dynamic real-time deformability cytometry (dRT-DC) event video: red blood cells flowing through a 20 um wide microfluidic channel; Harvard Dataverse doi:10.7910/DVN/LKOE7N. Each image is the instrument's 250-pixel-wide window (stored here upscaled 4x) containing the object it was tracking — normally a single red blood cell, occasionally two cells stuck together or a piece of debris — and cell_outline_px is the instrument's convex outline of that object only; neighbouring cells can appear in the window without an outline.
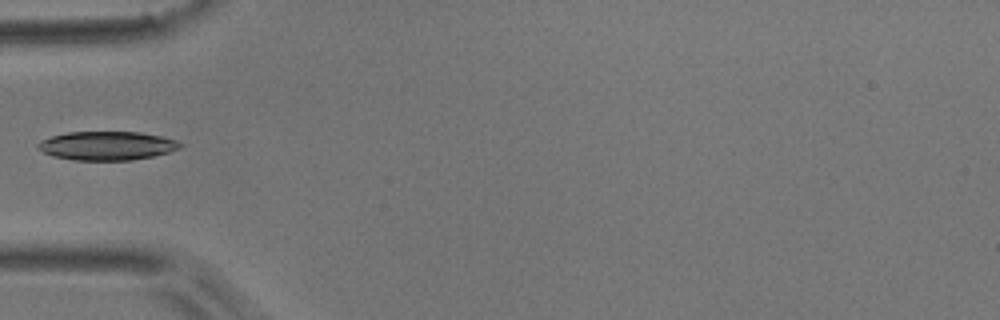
{"species": "common noctule bat (a hibernating species)", "species_latin": "Nyctalus noctula", "temperature_condition": "room temperature", "stored_images_in_passage": 24, "camera_frame_rate_fps": 3000, "um_per_image_px": 0.085, "animal": {"sex": "male", "body_mass_g": 17.9}, "frame": {"image": 1, "passage_image": 1, "time_ms": 0.0, "image_size_px": [1000, 320], "cell_outline_px": [[184, 144], [180, 148], [168, 152], [152, 156], [132, 160], [72, 160], [52, 156], [36, 148], [36, 144], [40, 140], [52, 136], [68, 132], [140, 132], [160, 136], [176, 140]], "centroid_in_image_um": [9.06, 12.39], "position_along_channel_um": 75.9, "area_um2": 23.87}}
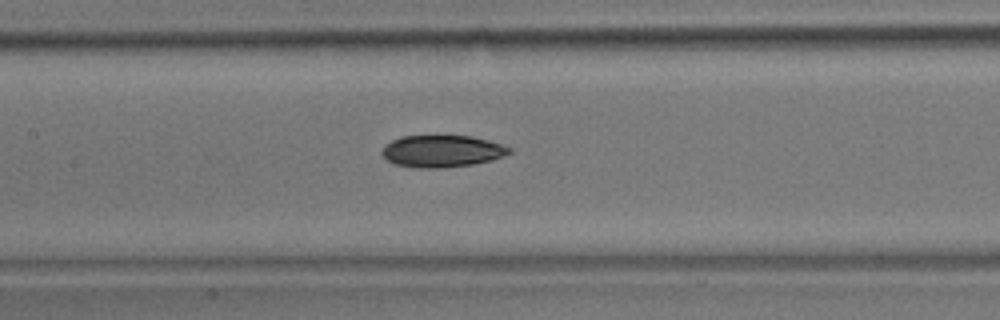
{"frame": {"image": 2, "passage_image": 8, "time_ms": 2.333, "image_size_px": [1000, 320], "cell_outline_px": [[512, 152], [504, 156], [492, 160], [472, 164], [440, 168], [416, 168], [392, 164], [380, 152], [380, 148], [384, 144], [400, 136], [472, 136], [488, 140], [512, 148]], "centroid_in_image_um": [37.53, 12.85], "position_along_channel_um": 169.9, "area_um2": 23.93}}
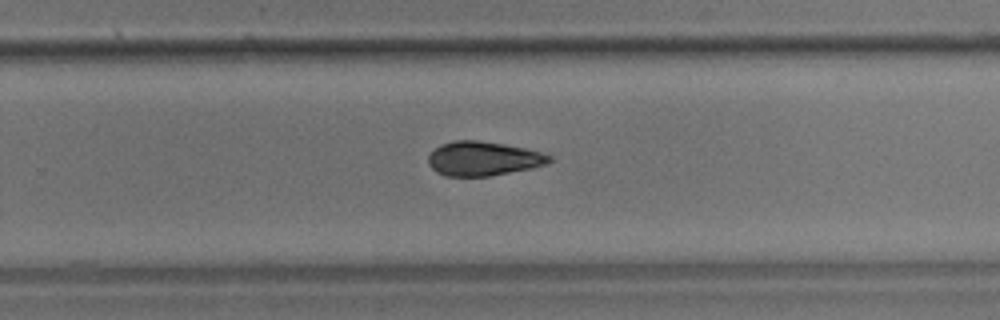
{"frame": {"image": 3, "passage_image": 17, "time_ms": 5.333, "image_size_px": [1000, 320], "cell_outline_px": [[552, 160], [548, 164], [532, 168], [488, 176], [444, 176], [436, 172], [428, 164], [428, 156], [440, 144], [456, 140], [476, 140], [504, 144], [524, 148], [540, 152], [552, 156]], "centroid_in_image_um": [41.07, 13.48], "position_along_channel_um": 288.7, "area_um2": 24.1}}